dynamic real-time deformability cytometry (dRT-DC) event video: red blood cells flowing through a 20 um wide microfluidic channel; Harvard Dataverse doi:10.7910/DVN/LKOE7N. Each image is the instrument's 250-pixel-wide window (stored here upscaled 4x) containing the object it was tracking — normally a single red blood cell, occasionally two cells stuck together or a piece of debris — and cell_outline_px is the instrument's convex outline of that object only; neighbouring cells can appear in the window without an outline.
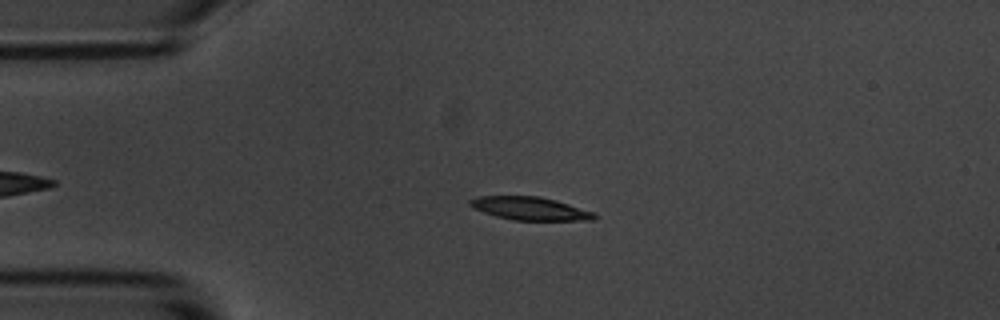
{"species": "common noctule bat (a hibernating species)", "species_latin": "Nyctalus noctula", "temperature_condition": "room temperature", "stored_images_in_passage": 4, "camera_frame_rate_fps": 3000, "um_per_image_px": 0.085, "animal": {"sex": "male", "body_mass_g": 20.1, "forearm_length_mm": 53.5}, "frame": {"image": 1, "passage_image": 3, "time_ms": 2.333, "image_size_px": [1000, 320], "cell_outline_px": [[600, 216], [592, 220], [512, 220], [496, 216], [484, 212], [468, 204], [468, 200], [476, 196], [540, 196], [556, 200], [596, 212]], "centroid_in_image_um": [45.1, 17.72], "position_along_channel_um": 39.9, "area_um2": 16.88}}